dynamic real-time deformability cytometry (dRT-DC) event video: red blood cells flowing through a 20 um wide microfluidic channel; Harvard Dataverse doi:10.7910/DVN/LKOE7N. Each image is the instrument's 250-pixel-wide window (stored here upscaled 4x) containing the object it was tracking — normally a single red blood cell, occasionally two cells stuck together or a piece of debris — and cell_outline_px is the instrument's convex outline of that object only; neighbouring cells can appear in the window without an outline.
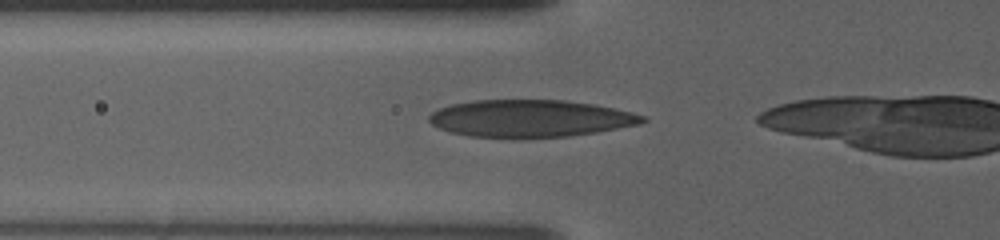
{"species": "human", "species_latin": "Homo sapiens", "temperature_condition": "warm", "stored_images_in_passage": 20, "camera_frame_rate_fps": 3000, "um_per_image_px": 0.085, "donor": {"sex": "female"}, "frame": {"image": 1, "passage_image": 11, "time_ms": 3.333, "image_size_px": [1000, 240], "cell_outline_px": [[648, 120], [640, 124], [596, 132], [568, 136], [524, 140], [512, 140], [468, 136], [448, 132], [432, 124], [428, 120], [428, 116], [432, 112], [440, 108], [452, 104], [472, 100], [564, 100], [596, 104], [632, 112], [644, 116]], "centroid_in_image_um": [45.05, 10.1], "position_along_channel_um": 80.8, "area_um2": 47.4}}
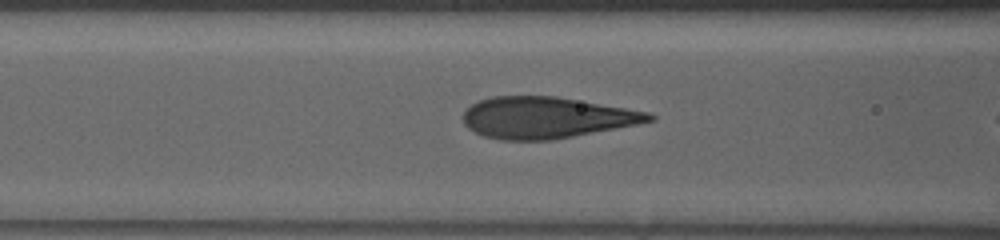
{"frame": {"image": 2, "passage_image": 17, "time_ms": 5.333, "image_size_px": [1000, 240], "cell_outline_px": [[656, 120], [636, 124], [552, 140], [500, 140], [484, 136], [468, 128], [464, 124], [464, 112], [472, 104], [480, 100], [492, 96], [556, 96], [648, 112], [656, 116]], "centroid_in_image_um": [46.42, 9.99], "position_along_channel_um": 120.2, "area_um2": 44.45}}